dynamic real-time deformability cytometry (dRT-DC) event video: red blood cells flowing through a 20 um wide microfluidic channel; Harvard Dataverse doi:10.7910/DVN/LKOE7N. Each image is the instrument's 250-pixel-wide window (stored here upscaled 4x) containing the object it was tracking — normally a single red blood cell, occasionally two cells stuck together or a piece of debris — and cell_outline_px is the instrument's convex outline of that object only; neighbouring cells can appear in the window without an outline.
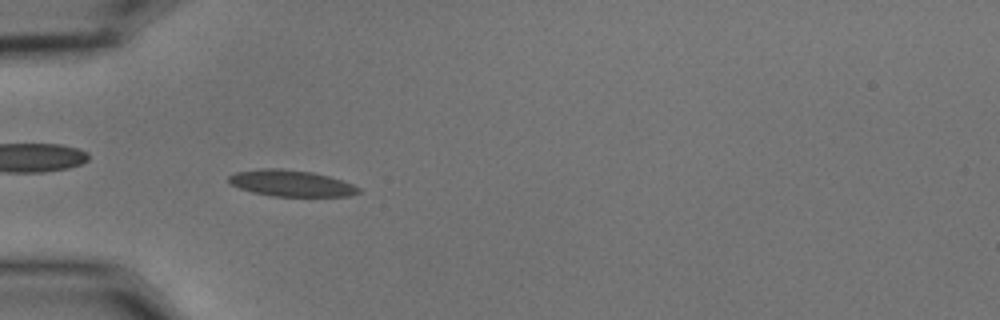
{"species": "common noctule bat (a hibernating species)", "species_latin": "Nyctalus noctula", "temperature_condition": "cold", "stored_images_in_passage": 57, "camera_frame_rate_fps": 3000, "um_per_image_px": 0.085, "animal": {"sex": "male", "body_mass_g": 15.6}, "frame": {"image": 1, "passage_image": 18, "time_ms": 5.667, "image_size_px": [1000, 320], "cell_outline_px": [[360, 192], [352, 196], [272, 196], [252, 192], [240, 188], [232, 184], [228, 180], [228, 176], [236, 172], [260, 168], [280, 168], [312, 172], [328, 176], [352, 184], [360, 188]], "centroid_in_image_um": [24.74, 15.57], "position_along_channel_um": 60.3, "area_um2": 19.83}}
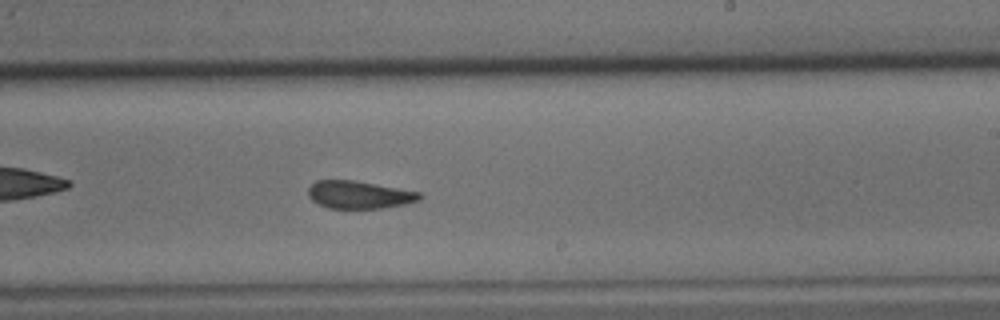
{"frame": {"image": 2, "passage_image": 35, "time_ms": 11.333, "image_size_px": [1000, 320], "cell_outline_px": [[424, 196], [420, 200], [404, 204], [380, 208], [328, 208], [312, 200], [308, 196], [308, 188], [316, 180], [352, 180], [420, 192]], "centroid_in_image_um": [30.52, 16.55], "position_along_channel_um": 258.5, "area_um2": 17.8}}
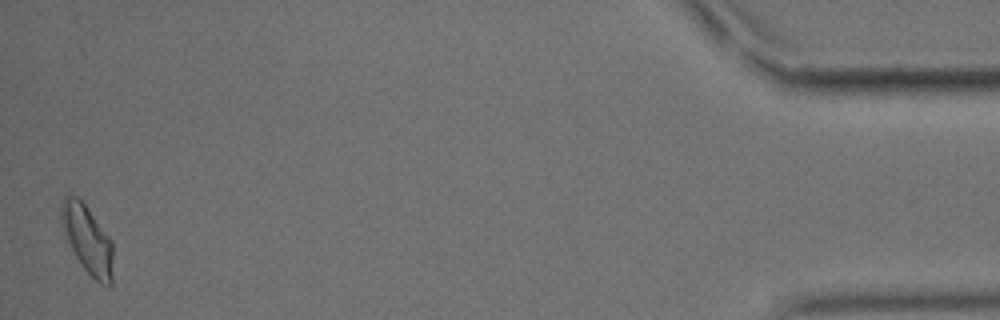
{"frame": {"image": 3, "passage_image": 56, "time_ms": 18.333, "image_size_px": [1000, 320], "cell_outline_px": [[112, 284], [108, 288], [100, 284], [84, 268], [76, 256], [60, 224], [60, 204], [64, 196], [72, 192], [80, 196], [112, 240]], "centroid_in_image_um": [7.42, 20.27], "position_along_channel_um": 427.8, "area_um2": 20.98}, "authors_computed_cell_mechanics": {"area_um2": 19.0162, "velocity_mm_per_s": 3.577, "shape_relaxation_time_tau1_ms": 6.9826, "shape_relaxation_time_tau2_ms": 2.5647, "deformation_change_tau1": 0.1636, "deformation_change_tau2": 0.0861}}